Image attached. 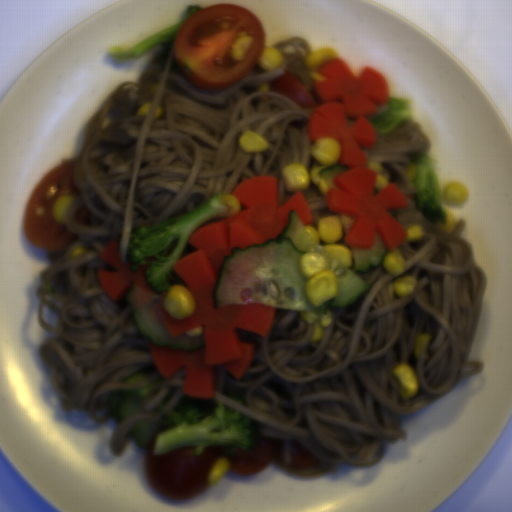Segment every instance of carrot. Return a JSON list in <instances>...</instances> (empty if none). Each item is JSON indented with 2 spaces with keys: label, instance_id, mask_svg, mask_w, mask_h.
Instances as JSON below:
<instances>
[{
  "label": "carrot",
  "instance_id": "carrot-1",
  "mask_svg": "<svg viewBox=\"0 0 512 512\" xmlns=\"http://www.w3.org/2000/svg\"><path fill=\"white\" fill-rule=\"evenodd\" d=\"M240 203L234 215L213 217L193 229L186 244L194 253L179 257L174 272L186 283L196 306L182 320L167 311L164 328L172 338L201 327L204 346L197 351L172 350L150 342L157 372L167 378L185 368L181 393L195 400L214 397L213 368L220 366L240 380L254 358L253 344L241 341L237 328L265 336L272 328L275 307L246 303L215 308L213 294L218 271L233 247L262 245L287 227L290 211L303 226H313L310 202L296 191L283 204L278 201V178H247L232 194Z\"/></svg>",
  "mask_w": 512,
  "mask_h": 512
},
{
  "label": "carrot",
  "instance_id": "carrot-3",
  "mask_svg": "<svg viewBox=\"0 0 512 512\" xmlns=\"http://www.w3.org/2000/svg\"><path fill=\"white\" fill-rule=\"evenodd\" d=\"M100 260L117 268L116 271L99 270L97 272L101 288L113 300H121L131 290L130 285L132 283L164 300L169 294V289L167 291H156L146 282L145 273L150 266L147 263L133 272L129 259L124 260L120 257L114 241H111L101 251Z\"/></svg>",
  "mask_w": 512,
  "mask_h": 512
},
{
  "label": "carrot",
  "instance_id": "carrot-2",
  "mask_svg": "<svg viewBox=\"0 0 512 512\" xmlns=\"http://www.w3.org/2000/svg\"><path fill=\"white\" fill-rule=\"evenodd\" d=\"M313 78L320 105L309 118V140L321 137L335 139L339 146V163L347 169L332 181L324 202L328 210L346 214L352 219L344 241L357 249H369L377 235L388 251L408 239L404 226L389 212L406 208V198L397 183L375 193L377 174L367 167L368 154L363 147H374L378 141L375 126L368 116L378 112L389 99L387 78L372 68L355 75L337 56L322 63Z\"/></svg>",
  "mask_w": 512,
  "mask_h": 512
}]
</instances>
